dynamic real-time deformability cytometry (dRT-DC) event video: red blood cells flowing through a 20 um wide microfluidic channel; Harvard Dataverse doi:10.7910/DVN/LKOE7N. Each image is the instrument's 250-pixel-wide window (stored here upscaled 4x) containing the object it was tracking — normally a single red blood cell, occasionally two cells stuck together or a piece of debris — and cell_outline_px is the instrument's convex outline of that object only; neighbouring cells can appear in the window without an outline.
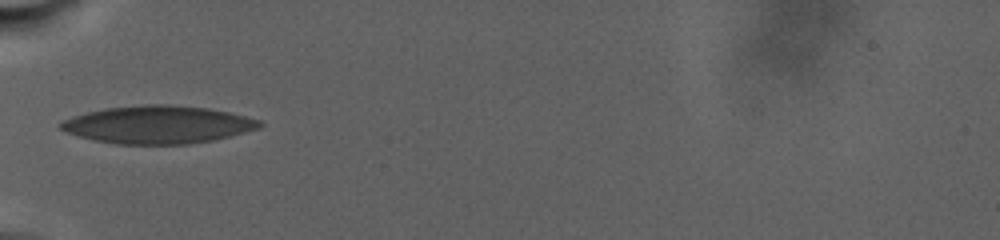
{"species": "human", "species_latin": "Homo sapiens", "temperature_condition": "warm", "stored_images_in_passage": 46, "camera_frame_rate_fps": 3000, "um_per_image_px": 0.085, "donor": {"sex": "male"}, "frame": {"image": 1, "passage_image": 1, "time_ms": 0.0, "image_size_px": [1000, 240], "cell_outline_px": [[264, 124], [260, 128], [212, 140], [188, 144], [116, 144], [92, 140], [68, 132], [60, 128], [56, 124], [72, 116], [104, 108], [148, 104], [168, 104], [208, 108], [228, 112], [260, 120]], "centroid_in_image_um": [13.4, 10.59], "position_along_channel_um": 71.6, "area_um2": 43.64}}
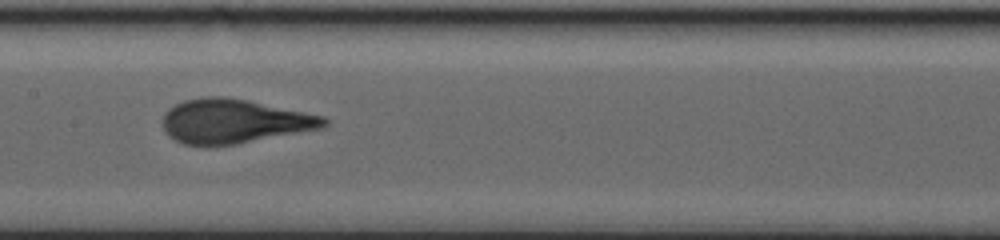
{"frame": {"image": 2, "passage_image": 13, "time_ms": 5.333, "image_size_px": [1000, 240], "cell_outline_px": [[328, 124], [320, 128], [236, 144], [184, 144], [168, 136], [164, 128], [164, 112], [168, 108], [184, 100], [204, 96], [224, 96], [248, 100], [324, 116], [328, 120]], "centroid_in_image_um": [19.88, 10.28], "position_along_channel_um": 187.5, "area_um2": 40.98}}
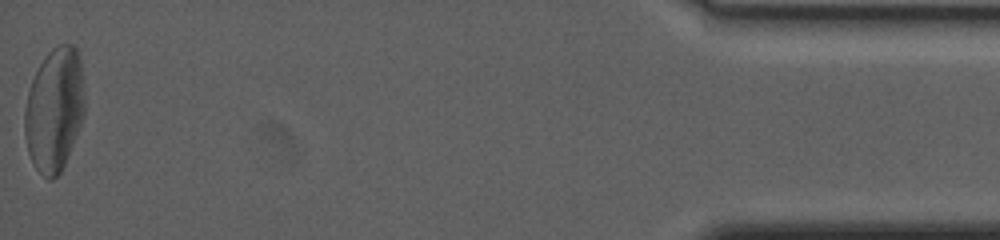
{"frame": {"image": 3, "passage_image": 46, "time_ms": 19.667, "image_size_px": [1000, 240], "cell_outline_px": [[84, 116], [64, 164], [60, 172], [52, 180], [48, 180], [32, 164], [28, 152], [24, 132], [24, 108], [28, 92], [32, 80], [44, 56], [52, 48], [60, 44], [72, 44], [76, 48], [80, 60], [84, 80]], "centroid_in_image_um": [4.62, 9.3], "position_along_channel_um": 430.6, "area_um2": 43.35}}